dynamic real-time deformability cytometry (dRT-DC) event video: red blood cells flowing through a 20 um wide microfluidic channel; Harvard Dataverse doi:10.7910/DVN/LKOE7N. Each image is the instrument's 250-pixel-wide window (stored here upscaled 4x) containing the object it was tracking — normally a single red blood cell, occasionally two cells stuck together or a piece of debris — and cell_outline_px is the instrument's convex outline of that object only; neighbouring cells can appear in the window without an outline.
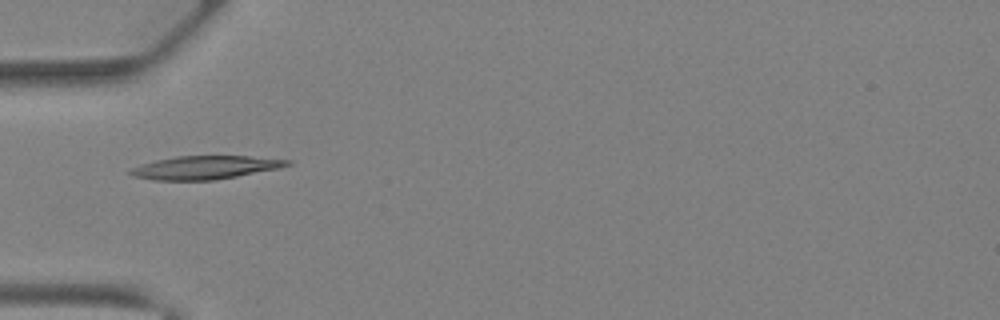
{"species": "Egyptian fruit bat (a non-hibernating species)", "species_latin": "Rousettus aegyptiacus", "temperature_condition": "warm", "stored_images_in_passage": 31, "camera_frame_rate_fps": 3000, "um_per_image_px": 0.085, "animal": {"sex": "female"}, "frame": {"image": 1, "passage_image": 4, "time_ms": 1.0, "image_size_px": [1000, 320], "cell_outline_px": [[292, 164], [280, 168], [236, 176], [212, 180], [152, 180], [136, 176], [128, 172], [132, 168], [156, 160], [176, 156], [248, 156], [292, 160]], "centroid_in_image_um": [17.49, 14.23], "position_along_channel_um": 67.5, "area_um2": 21.04}}
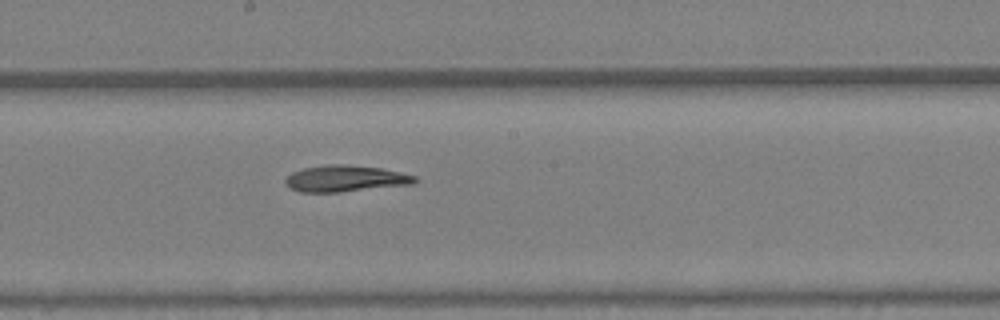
{"frame": {"image": 2, "passage_image": 13, "time_ms": 4.0, "image_size_px": [1000, 320], "cell_outline_px": [[420, 180], [416, 184], [340, 192], [300, 192], [288, 188], [284, 184], [284, 180], [292, 172], [304, 168], [328, 164], [344, 164], [380, 168], [400, 172], [416, 176]], "centroid_in_image_um": [29.37, 15.19], "position_along_channel_um": 218.8, "area_um2": 20.17}}
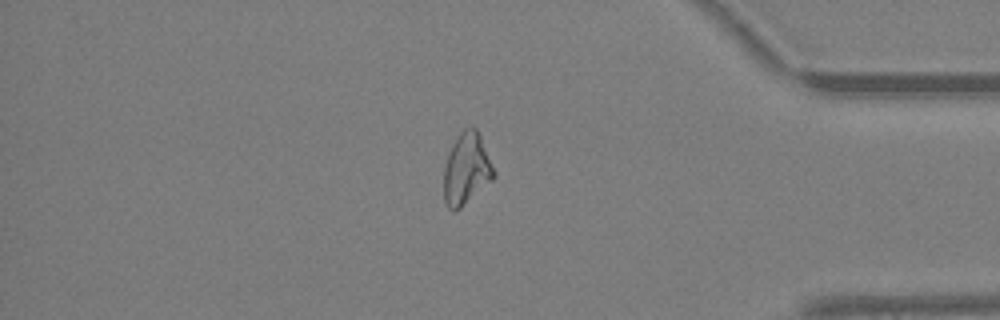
{"frame": {"image": 3, "passage_image": 25, "time_ms": 8.0, "image_size_px": [1000, 320], "cell_outline_px": [[496, 176], [492, 180], [460, 208], [452, 212], [444, 204], [444, 168], [448, 152], [452, 144], [460, 132], [464, 128], [472, 124], [476, 128], [480, 136], [496, 172]], "centroid_in_image_um": [39.64, 14.35], "position_along_channel_um": 395.6, "area_um2": 20.98}}